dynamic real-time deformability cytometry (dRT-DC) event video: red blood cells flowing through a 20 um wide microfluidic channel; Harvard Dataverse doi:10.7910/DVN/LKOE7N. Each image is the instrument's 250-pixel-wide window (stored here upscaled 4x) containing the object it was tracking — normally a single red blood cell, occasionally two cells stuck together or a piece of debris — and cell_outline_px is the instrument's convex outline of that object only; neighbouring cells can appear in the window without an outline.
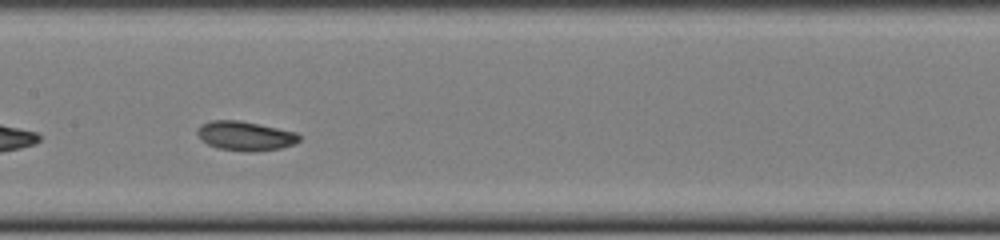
{"species": "common noctule bat (a hibernating species)", "species_latin": "Nyctalus noctula", "temperature_condition": "cold", "stored_images_in_passage": 28, "camera_frame_rate_fps": 3000, "um_per_image_px": 0.085, "animal": {"sex": "female", "body_mass_g": 22.0, "forearm_length_mm": 56.7}, "frame": {"image": 1, "passage_image": 13, "time_ms": 4.0, "image_size_px": [1000, 240], "cell_outline_px": [[300, 140], [292, 144], [280, 148], [252, 152], [248, 152], [216, 148], [200, 140], [196, 132], [200, 124], [212, 120], [240, 120], [260, 124], [296, 132], [300, 136]], "centroid_in_image_um": [20.8, 11.55], "position_along_channel_um": 186.6, "area_um2": 17.51}}
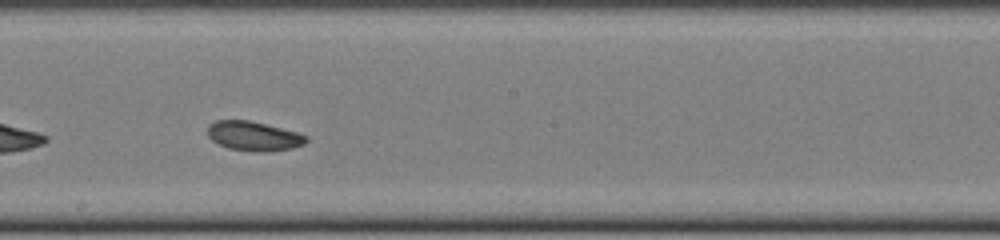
{"frame": {"image": 2, "passage_image": 16, "time_ms": 5.0, "image_size_px": [1000, 240], "cell_outline_px": [[308, 140], [304, 144], [292, 148], [264, 152], [252, 152], [228, 148], [212, 140], [208, 136], [208, 124], [216, 120], [248, 120], [296, 132], [308, 136]], "centroid_in_image_um": [21.55, 11.57], "position_along_channel_um": 226.7, "area_um2": 16.82}, "authors_computed_cell_mechanics": {"area_um2": 17.051, "velocity_mm_per_s": 4.0337, "shape_relaxation_time_tau1_ms": 2.4752, "shape_relaxation_time_tau2_ms": 3.5365, "deformation_change_tau1": 0.0918, "deformation_change_tau2": 0.0917}}